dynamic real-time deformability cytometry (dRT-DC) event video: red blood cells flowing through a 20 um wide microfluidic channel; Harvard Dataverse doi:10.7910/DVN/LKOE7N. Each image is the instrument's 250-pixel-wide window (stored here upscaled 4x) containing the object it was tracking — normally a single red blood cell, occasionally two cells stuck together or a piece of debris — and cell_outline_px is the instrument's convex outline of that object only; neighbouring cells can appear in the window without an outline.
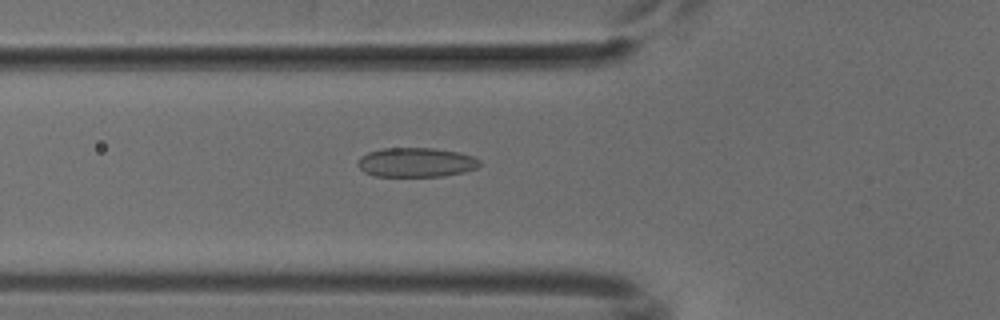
{"species": "common noctule bat (a hibernating species)", "species_latin": "Nyctalus noctula", "temperature_condition": "cold", "stored_images_in_passage": 50, "camera_frame_rate_fps": 3000, "um_per_image_px": 0.085, "animal": {"sex": "male", "body_mass_g": 18.8}, "frame": {"image": 1, "passage_image": 17, "time_ms": 5.333, "image_size_px": [1000, 320], "cell_outline_px": [[480, 164], [476, 168], [464, 172], [444, 176], [372, 176], [364, 172], [356, 164], [360, 156], [368, 152], [380, 148], [432, 148], [460, 152], [472, 156], [480, 160]], "centroid_in_image_um": [35.34, 13.8], "position_along_channel_um": 90.5, "area_um2": 21.04}}
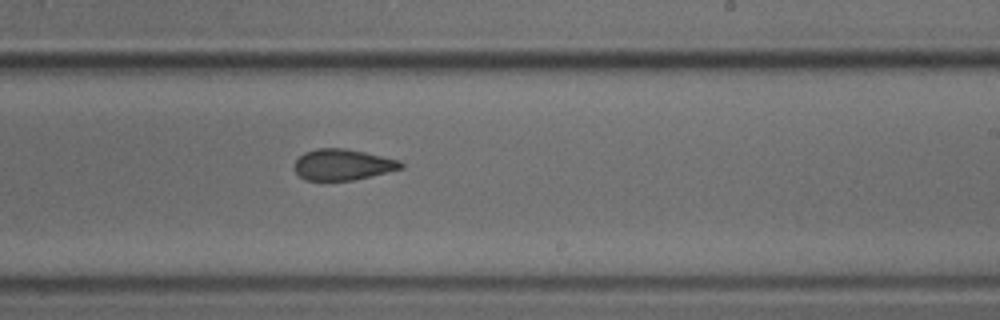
{"frame": {"image": 2, "passage_image": 30, "time_ms": 9.667, "image_size_px": [1000, 320], "cell_outline_px": [[404, 168], [352, 180], [308, 180], [300, 176], [296, 172], [296, 160], [304, 152], [316, 148], [344, 148], [364, 152], [400, 160], [404, 164]], "centroid_in_image_um": [29.15, 13.98], "position_along_channel_um": 259.8, "area_um2": 19.02}}
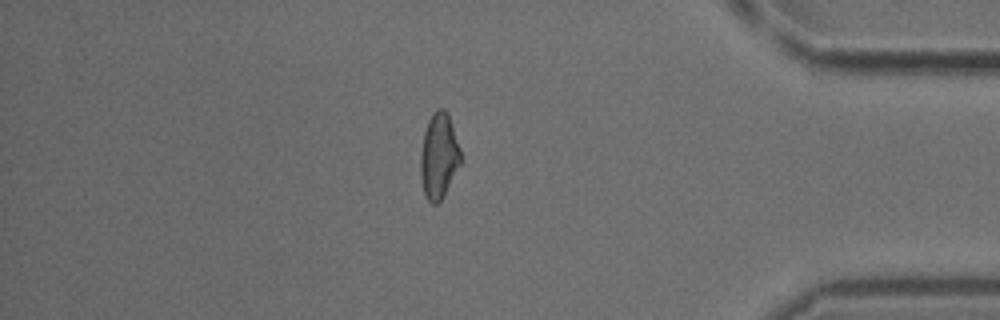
{"frame": {"image": 3, "passage_image": 43, "time_ms": 14.0, "image_size_px": [1000, 320], "cell_outline_px": [[460, 164], [440, 200], [436, 204], [432, 204], [428, 200], [424, 192], [420, 176], [420, 152], [424, 132], [428, 120], [432, 112], [436, 108], [444, 108], [448, 112], [460, 148]], "centroid_in_image_um": [37.28, 13.19], "position_along_channel_um": 397.9, "area_um2": 19.88}}